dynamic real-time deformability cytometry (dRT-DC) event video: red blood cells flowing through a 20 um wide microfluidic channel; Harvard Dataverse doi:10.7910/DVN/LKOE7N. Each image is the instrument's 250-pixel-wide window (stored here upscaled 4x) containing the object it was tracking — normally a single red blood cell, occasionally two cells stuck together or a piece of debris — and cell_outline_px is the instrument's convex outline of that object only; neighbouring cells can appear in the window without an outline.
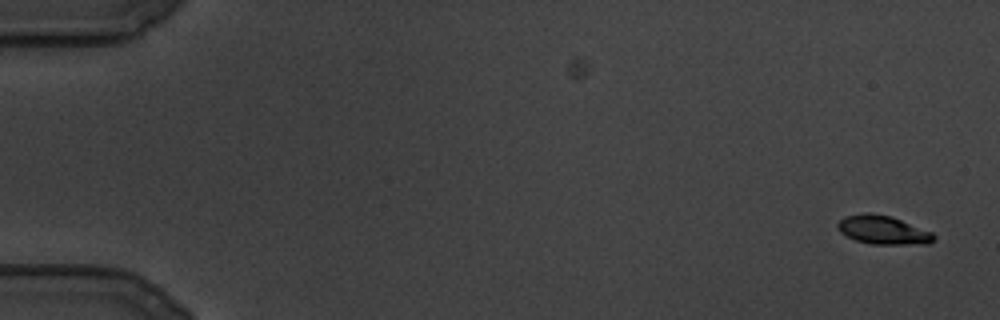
{"species": "common noctule bat (a hibernating species)", "species_latin": "Nyctalus noctula", "temperature_condition": "cold", "stored_images_in_passage": 39, "camera_frame_rate_fps": 3000, "um_per_image_px": 0.085, "animal": {"sex": "male", "body_mass_g": 19.5, "forearm_length_mm": 54.6}, "frame": {"image": 1, "passage_image": 1, "time_ms": 0.0, "image_size_px": [1000, 320], "cell_outline_px": [[936, 236], [928, 244], [872, 244], [856, 240], [840, 232], [836, 228], [836, 224], [844, 216], [864, 212], [868, 212], [892, 216], [932, 232]], "centroid_in_image_um": [75.03, 19.53], "position_along_channel_um": 10.0, "area_um2": 16.13}}